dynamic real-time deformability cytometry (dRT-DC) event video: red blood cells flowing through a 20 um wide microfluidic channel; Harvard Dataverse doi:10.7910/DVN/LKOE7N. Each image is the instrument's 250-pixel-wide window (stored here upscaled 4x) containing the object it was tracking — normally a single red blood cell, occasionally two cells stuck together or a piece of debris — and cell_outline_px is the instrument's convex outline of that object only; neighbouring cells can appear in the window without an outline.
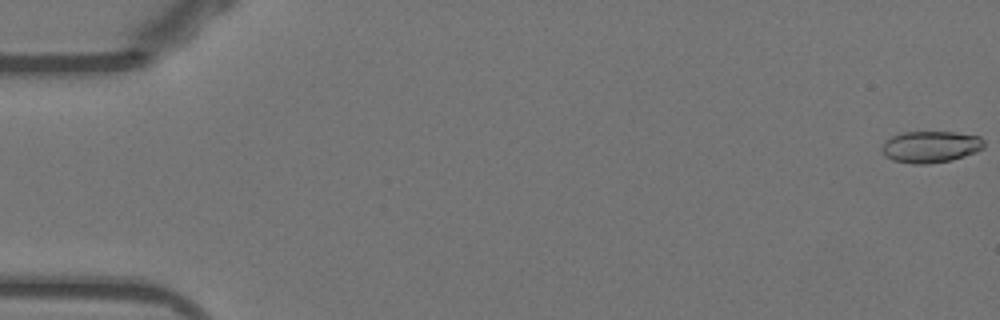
{"species": "Egyptian fruit bat (a non-hibernating species)", "species_latin": "Rousettus aegyptiacus", "temperature_condition": "warm", "stored_images_in_passage": 11, "camera_frame_rate_fps": 3000, "um_per_image_px": 0.085, "animal": {"sex": "female"}, "frame": {"image": 1, "passage_image": 1, "time_ms": 0.0, "image_size_px": [1000, 320], "cell_outline_px": [[984, 148], [976, 152], [952, 160], [928, 164], [912, 164], [892, 160], [884, 156], [880, 148], [892, 136], [900, 132], [956, 132], [980, 136], [984, 140]], "centroid_in_image_um": [79.11, 12.48], "position_along_channel_um": 5.9, "area_um2": 19.02}}